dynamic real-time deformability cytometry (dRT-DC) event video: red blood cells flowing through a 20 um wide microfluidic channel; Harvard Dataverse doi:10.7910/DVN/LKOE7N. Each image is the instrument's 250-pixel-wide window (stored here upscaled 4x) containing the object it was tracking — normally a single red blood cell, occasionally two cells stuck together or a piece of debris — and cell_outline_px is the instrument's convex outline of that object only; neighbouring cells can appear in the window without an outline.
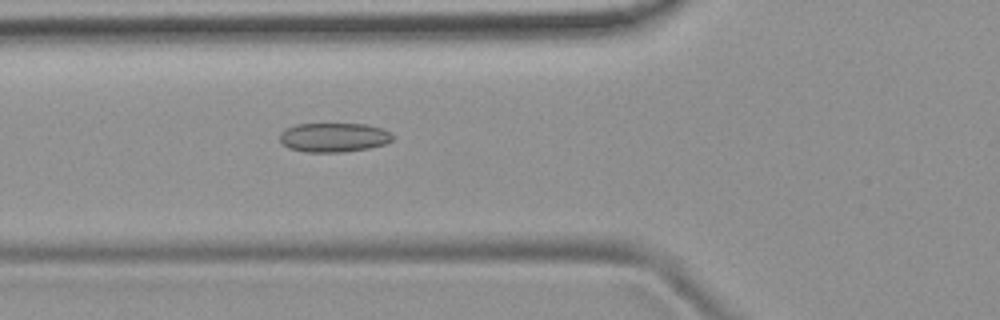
{"species": "common noctule bat (a hibernating species)", "species_latin": "Nyctalus noctula", "temperature_condition": "room temperature", "stored_images_in_passage": 40, "camera_frame_rate_fps": 3000, "um_per_image_px": 0.085, "animal": {"sex": "female", "body_mass_g": 19.9}, "frame": {"image": 1, "passage_image": 7, "time_ms": 2.0, "image_size_px": [1000, 320], "cell_outline_px": [[396, 136], [392, 140], [384, 144], [368, 148], [340, 152], [304, 152], [288, 148], [280, 140], [280, 132], [284, 128], [296, 124], [364, 124], [380, 128]], "centroid_in_image_um": [28.34, 11.68], "position_along_channel_um": 97.5, "area_um2": 19.19}}
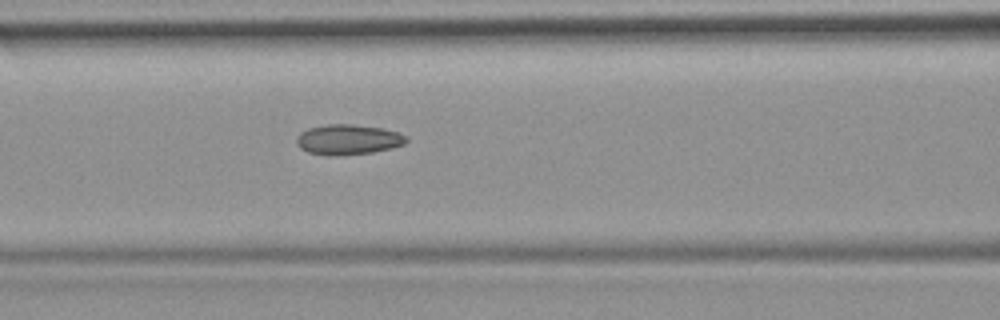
{"frame": {"image": 2, "passage_image": 10, "time_ms": 3.0, "image_size_px": [1000, 320], "cell_outline_px": [[408, 140], [404, 144], [372, 152], [340, 156], [328, 156], [308, 152], [300, 148], [296, 144], [296, 136], [300, 132], [308, 128], [328, 124], [352, 124], [384, 128], [396, 132], [404, 136]], "centroid_in_image_um": [29.52, 11.86], "position_along_channel_um": 137.1, "area_um2": 19.36}}
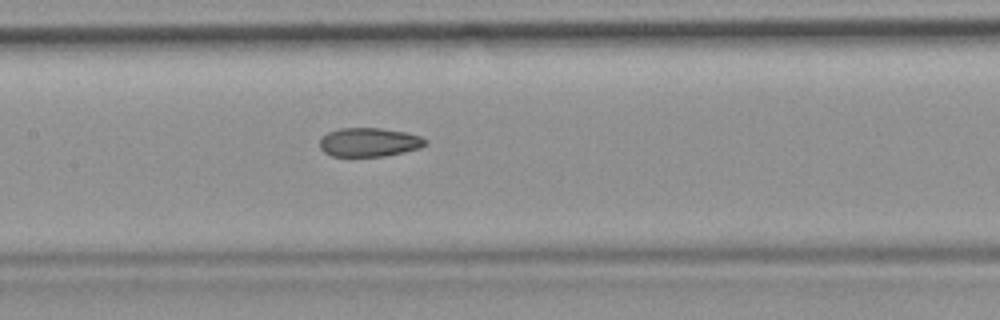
{"frame": {"image": 3, "passage_image": 13, "time_ms": 4.0, "image_size_px": [1000, 320], "cell_outline_px": [[428, 144], [420, 148], [404, 152], [384, 156], [332, 156], [324, 152], [320, 148], [320, 140], [328, 132], [340, 128], [380, 128], [404, 132], [420, 136], [428, 140]], "centroid_in_image_um": [31.4, 12.09], "position_along_channel_um": 176.0, "area_um2": 17.74}, "authors_computed_cell_mechanics": {"area_um2": 18.3515, "velocity_mm_per_s": 3.9181, "shape_relaxation_time_tau1_ms": null, "shape_relaxation_time_tau2_ms": 3.3412, "deformation_change_tau1": null, "deformation_change_tau2": 0.0965}}